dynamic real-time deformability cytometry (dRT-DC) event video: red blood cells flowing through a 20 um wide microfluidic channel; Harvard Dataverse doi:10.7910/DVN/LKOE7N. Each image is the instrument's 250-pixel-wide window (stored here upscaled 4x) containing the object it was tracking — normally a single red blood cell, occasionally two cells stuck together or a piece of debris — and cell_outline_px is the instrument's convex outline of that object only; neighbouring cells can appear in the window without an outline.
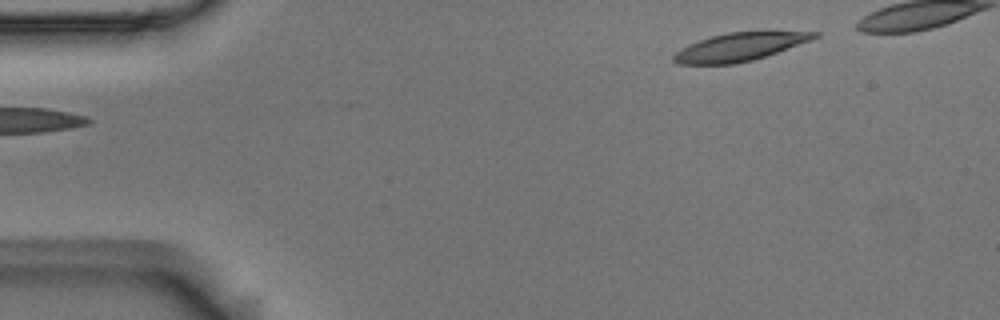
{"species": "Egyptian fruit bat (a non-hibernating species)", "species_latin": "Rousettus aegyptiacus", "temperature_condition": "room temperature", "stored_images_in_passage": 2, "camera_frame_rate_fps": 3000, "um_per_image_px": 0.085, "animal": {"sex": "male"}, "frame": {"image": 1, "passage_image": 2, "time_ms": 0.333, "image_size_px": [1000, 320], "cell_outline_px": [[820, 36], [776, 52], [752, 60], [736, 64], [676, 64], [672, 60], [672, 56], [680, 48], [688, 44], [712, 36], [728, 32], [820, 32]], "centroid_in_image_um": [62.78, 4.0], "position_along_channel_um": 22.2, "area_um2": 22.6}}